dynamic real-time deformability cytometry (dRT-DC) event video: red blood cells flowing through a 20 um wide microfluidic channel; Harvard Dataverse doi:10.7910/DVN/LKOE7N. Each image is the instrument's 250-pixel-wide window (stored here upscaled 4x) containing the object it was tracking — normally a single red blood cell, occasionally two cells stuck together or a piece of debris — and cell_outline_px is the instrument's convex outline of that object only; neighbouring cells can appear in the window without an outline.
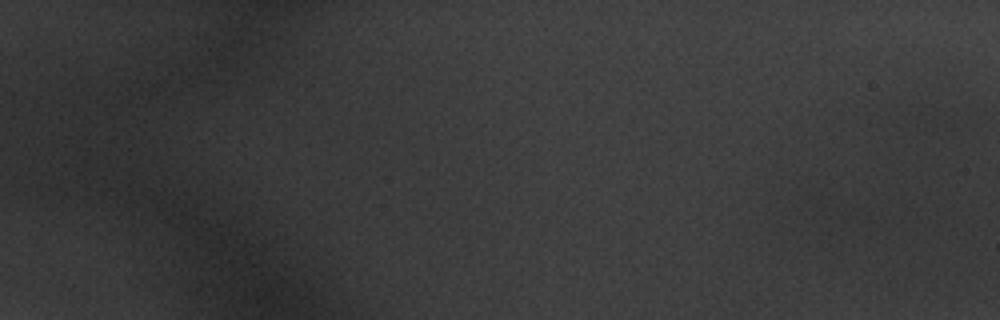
{"species": "common noctule bat (a hibernating species)", "species_latin": "Nyctalus noctula", "temperature_condition": "warm", "stored_images_in_passage": 3, "camera_frame_rate_fps": 3000, "um_per_image_px": 0.085, "animal": {"sex": "male", "body_mass_g": 20.1, "forearm_length_mm": 53.5}, "frame": {"image": 1, "passage_image": 1, "time_ms": 0.0, "image_size_px": [1000, 320], "cell_outline_px": [[912, 216], [908, 220], [888, 228], [860, 228], [828, 216], [820, 212], [824, 204], [868, 200], [912, 208]], "centroid_in_image_um": [73.78, 18.17], "position_along_channel_um": 11.2, "area_um2": 13.41}}